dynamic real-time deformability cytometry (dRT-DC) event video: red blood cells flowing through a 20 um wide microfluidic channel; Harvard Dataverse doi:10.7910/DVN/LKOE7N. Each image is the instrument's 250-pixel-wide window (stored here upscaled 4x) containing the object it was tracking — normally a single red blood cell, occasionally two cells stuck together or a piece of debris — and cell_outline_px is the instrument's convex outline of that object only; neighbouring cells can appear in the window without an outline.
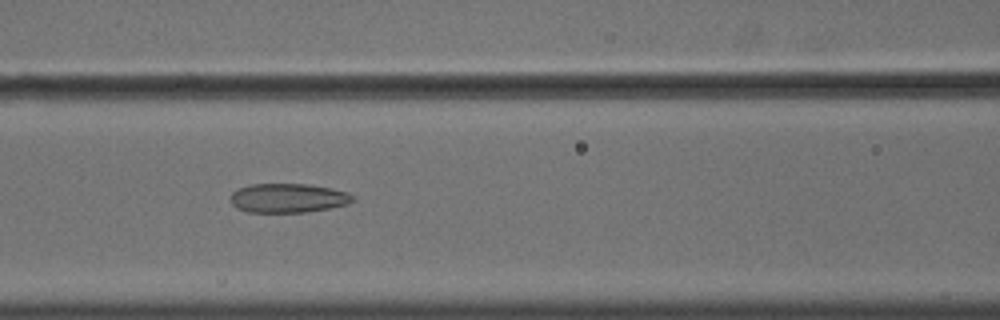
{"species": "common noctule bat (a hibernating species)", "species_latin": "Nyctalus noctula", "temperature_condition": "cold", "stored_images_in_passage": 44, "camera_frame_rate_fps": 3000, "um_per_image_px": 0.085, "animal": {"sex": "male", "body_mass_g": 18.8}, "frame": {"image": 1, "passage_image": 13, "time_ms": 4.0, "image_size_px": [1000, 320], "cell_outline_px": [[352, 200], [348, 204], [308, 212], [248, 212], [236, 208], [232, 204], [232, 192], [248, 184], [308, 184], [332, 188], [348, 192], [352, 196]], "centroid_in_image_um": [24.48, 16.83], "position_along_channel_um": 142.1, "area_um2": 20.69}}
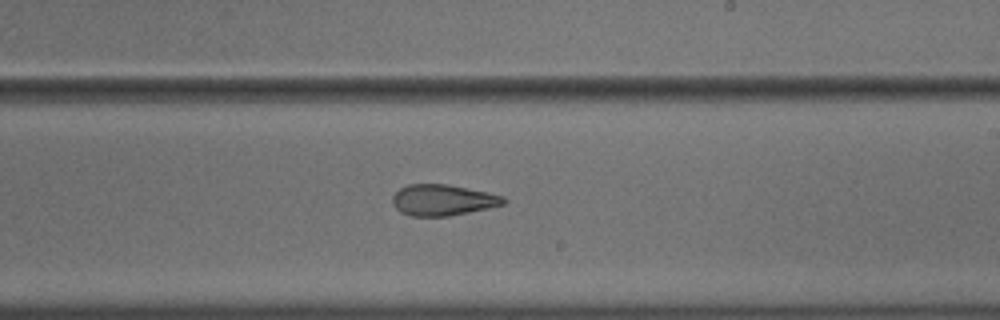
{"frame": {"image": 2, "passage_image": 22, "time_ms": 7.0, "image_size_px": [1000, 320], "cell_outline_px": [[508, 200], [504, 204], [488, 208], [448, 216], [412, 216], [400, 212], [392, 204], [392, 196], [400, 188], [408, 184], [448, 184], [488, 192], [504, 196]], "centroid_in_image_um": [37.63, 17.0], "position_along_channel_um": 251.4, "area_um2": 20.17}}
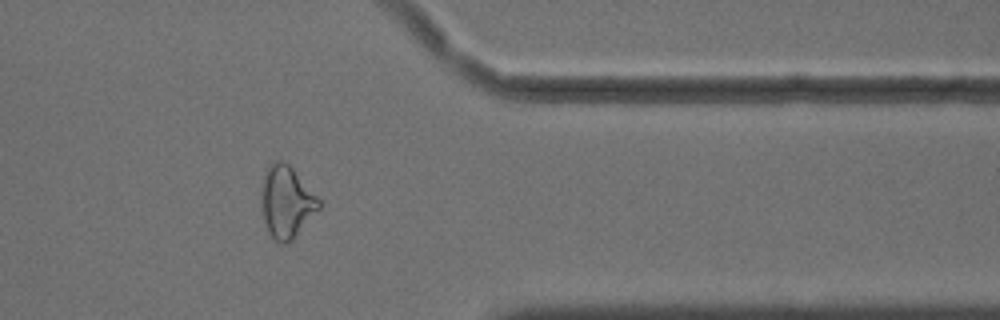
{"frame": {"image": 3, "passage_image": 34, "time_ms": 11.0, "image_size_px": [1000, 320], "cell_outline_px": [[320, 208], [292, 240], [288, 244], [280, 244], [268, 232], [264, 220], [260, 200], [264, 172], [276, 160], [280, 160], [288, 164], [292, 168], [320, 200]], "centroid_in_image_um": [24.33, 17.19], "position_along_channel_um": 387.1, "area_um2": 23.87}, "authors_computed_cell_mechanics": {"area_um2": 22.1663, "velocity_mm_per_s": 3.6434, "shape_relaxation_time_tau1_ms": null, "shape_relaxation_time_tau2_ms": 2.9012, "deformation_change_tau1": null, "deformation_change_tau2": 0.1193}}